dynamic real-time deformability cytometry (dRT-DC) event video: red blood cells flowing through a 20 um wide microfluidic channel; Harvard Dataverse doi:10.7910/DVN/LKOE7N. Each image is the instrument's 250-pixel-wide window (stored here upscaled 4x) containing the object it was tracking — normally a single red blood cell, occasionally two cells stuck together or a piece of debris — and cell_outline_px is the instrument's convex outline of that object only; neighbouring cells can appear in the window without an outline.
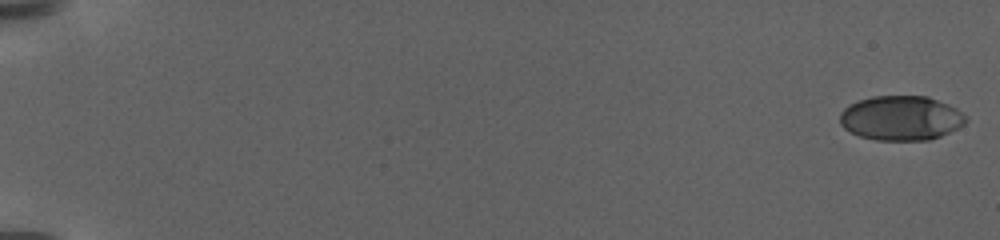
{"species": "human", "species_latin": "Homo sapiens", "temperature_condition": "warm", "stored_images_in_passage": 18, "camera_frame_rate_fps": 3000, "um_per_image_px": 0.085, "donor": {"sex": "female"}, "frame": {"image": 1, "passage_image": 1, "time_ms": 0.0, "image_size_px": [1000, 240], "cell_outline_px": [[968, 120], [964, 124], [940, 136], [928, 140], [876, 140], [860, 136], [844, 128], [840, 124], [840, 112], [848, 104], [872, 96], [928, 96], [948, 104], [956, 108], [968, 116]], "centroid_in_image_um": [76.59, 10.03], "position_along_channel_um": 8.4, "area_um2": 32.77}}
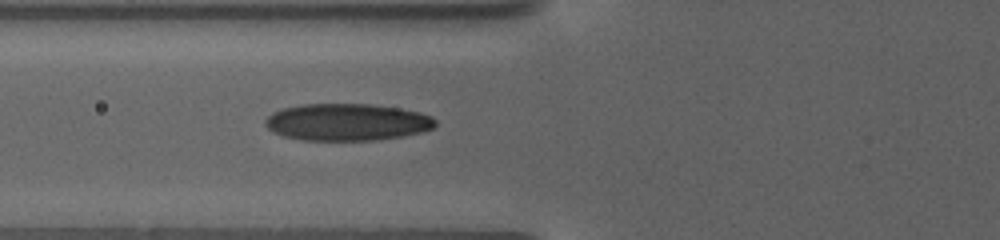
{"frame": {"image": 2, "passage_image": 16, "time_ms": 10.0, "image_size_px": [1000, 240], "cell_outline_px": [[436, 124], [432, 128], [420, 132], [380, 140], [300, 140], [284, 136], [272, 132], [264, 124], [264, 120], [272, 112], [284, 108], [304, 104], [372, 104], [396, 108], [416, 112], [432, 116], [436, 120]], "centroid_in_image_um": [29.45, 10.38], "position_along_channel_um": 96.3, "area_um2": 36.59}}
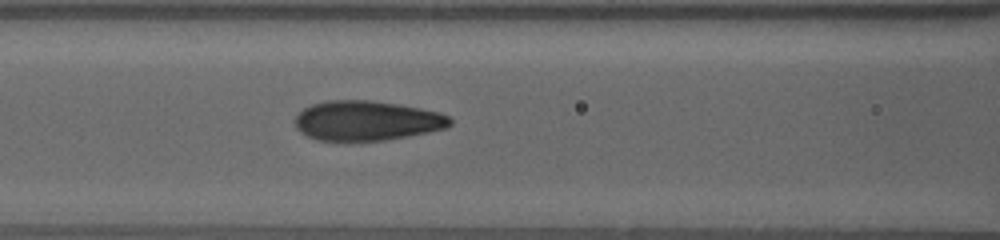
{"frame": {"image": 3, "passage_image": 18, "time_ms": 11.333, "image_size_px": [1000, 240], "cell_outline_px": [[452, 124], [448, 128], [408, 136], [384, 140], [344, 144], [316, 140], [300, 132], [296, 128], [296, 116], [304, 108], [312, 104], [328, 100], [372, 100], [420, 108], [440, 112], [448, 116], [452, 120]], "centroid_in_image_um": [31.15, 10.3], "position_along_channel_um": 135.4, "area_um2": 36.82}}